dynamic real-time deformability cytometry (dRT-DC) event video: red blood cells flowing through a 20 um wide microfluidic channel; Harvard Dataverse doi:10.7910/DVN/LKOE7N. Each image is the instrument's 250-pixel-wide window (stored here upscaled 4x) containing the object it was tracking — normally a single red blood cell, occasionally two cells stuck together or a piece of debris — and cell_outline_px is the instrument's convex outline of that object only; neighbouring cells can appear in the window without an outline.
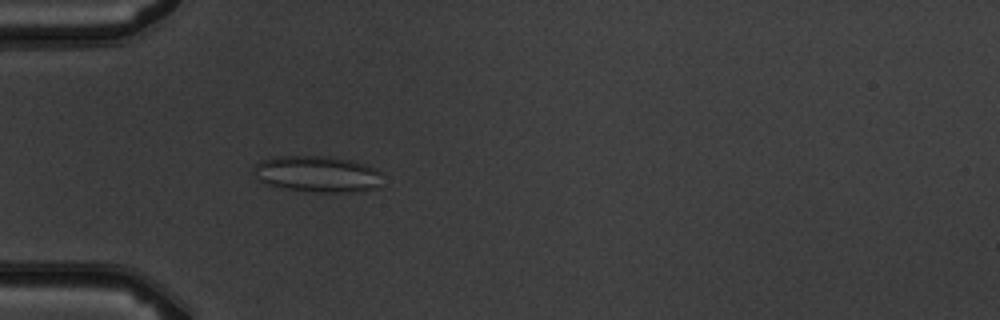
{"species": "common noctule bat (a hibernating species)", "species_latin": "Nyctalus noctula", "temperature_condition": "warm", "stored_images_in_passage": 5, "camera_frame_rate_fps": 3000, "um_per_image_px": 0.085, "animal": {"sex": "male", "body_mass_g": 19.5, "forearm_length_mm": 54.6}, "frame": {"image": 1, "passage_image": 5, "time_ms": 4.667, "image_size_px": [1000, 320], "cell_outline_px": [[380, 188], [364, 192], [316, 192], [284, 188], [268, 184], [260, 180], [252, 172], [252, 164], [260, 160], [276, 156], [328, 156], [356, 160], [376, 168], [380, 172]], "centroid_in_image_um": [27.0, 14.78], "position_along_channel_um": 58.0, "area_um2": 27.86}}